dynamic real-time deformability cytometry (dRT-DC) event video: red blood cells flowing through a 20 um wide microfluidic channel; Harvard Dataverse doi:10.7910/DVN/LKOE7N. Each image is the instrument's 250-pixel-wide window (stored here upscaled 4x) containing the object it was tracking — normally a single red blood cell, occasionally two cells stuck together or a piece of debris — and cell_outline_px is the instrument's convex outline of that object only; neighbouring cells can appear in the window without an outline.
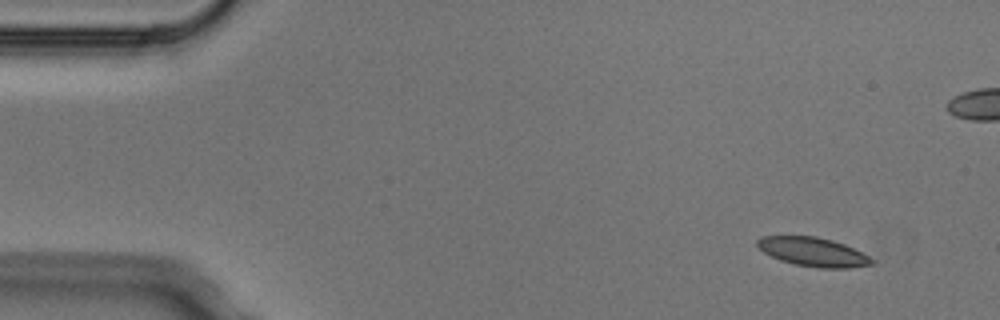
{"species": "Egyptian fruit bat (a non-hibernating species)", "species_latin": "Rousettus aegyptiacus", "temperature_condition": "cold", "stored_images_in_passage": 4, "camera_frame_rate_fps": 3000, "um_per_image_px": 0.085, "animal": {"sex": "male"}, "frame": {"image": 1, "passage_image": 1, "time_ms": 0.0, "image_size_px": [1000, 320], "cell_outline_px": [[872, 264], [848, 268], [816, 268], [796, 264], [780, 260], [764, 252], [756, 244], [756, 240], [760, 236], [816, 236], [832, 240], [844, 244], [868, 256], [872, 260]], "centroid_in_image_um": [69.07, 21.4], "position_along_channel_um": 15.9, "area_um2": 19.07}}